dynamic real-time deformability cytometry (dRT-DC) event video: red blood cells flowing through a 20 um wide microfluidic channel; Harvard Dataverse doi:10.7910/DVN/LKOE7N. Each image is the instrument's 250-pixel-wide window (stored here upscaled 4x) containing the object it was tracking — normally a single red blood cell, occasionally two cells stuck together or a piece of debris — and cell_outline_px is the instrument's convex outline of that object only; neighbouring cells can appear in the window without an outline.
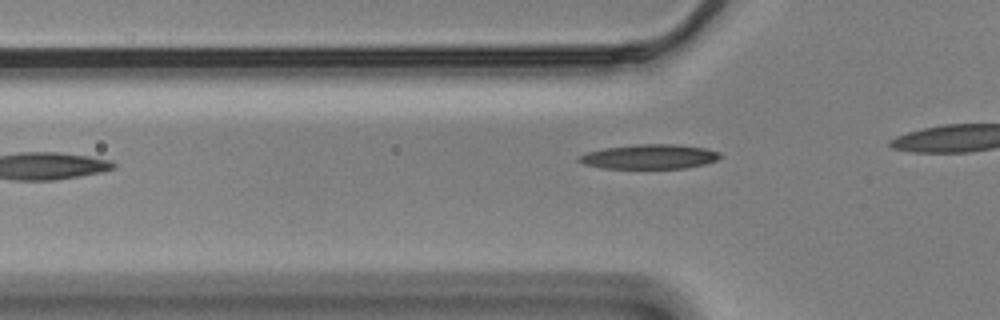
{"species": "Egyptian fruit bat (a non-hibernating species)", "species_latin": "Rousettus aegyptiacus", "temperature_condition": "cold", "stored_images_in_passage": 10, "camera_frame_rate_fps": 3000, "um_per_image_px": 0.085, "animal": {"sex": "male"}, "frame": {"image": 1, "passage_image": 4, "time_ms": 1.0, "image_size_px": [1000, 320], "cell_outline_px": [[720, 156], [716, 160], [704, 164], [688, 168], [600, 168], [584, 164], [576, 160], [576, 156], [588, 152], [604, 148], [636, 144], [676, 144], [704, 148], [720, 152]], "centroid_in_image_um": [55.16, 13.31], "position_along_channel_um": 70.6, "area_um2": 20.23}}
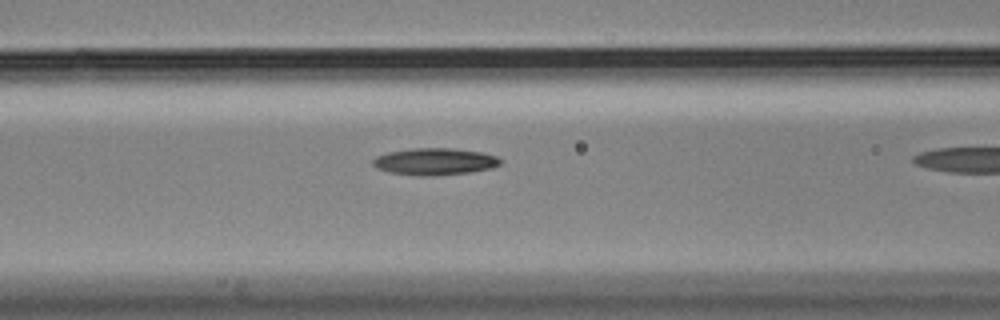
{"frame": {"image": 2, "passage_image": 9, "time_ms": 2.667, "image_size_px": [1000, 320], "cell_outline_px": [[500, 164], [492, 168], [472, 172], [432, 176], [416, 176], [388, 172], [376, 168], [372, 164], [372, 160], [376, 156], [388, 152], [412, 148], [452, 148], [484, 152], [496, 156], [500, 160]], "centroid_in_image_um": [36.93, 13.73], "position_along_channel_um": 129.7, "area_um2": 20.23}}